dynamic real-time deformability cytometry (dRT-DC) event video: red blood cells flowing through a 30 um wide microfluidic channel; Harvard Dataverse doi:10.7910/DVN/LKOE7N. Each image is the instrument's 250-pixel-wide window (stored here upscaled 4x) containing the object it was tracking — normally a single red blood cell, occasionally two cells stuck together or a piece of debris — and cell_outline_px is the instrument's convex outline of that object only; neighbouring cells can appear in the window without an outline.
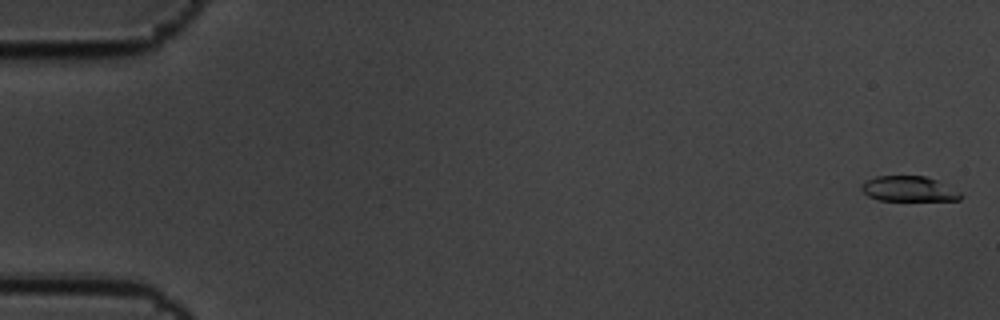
{"species": "common noctule bat (a hibernating species)", "species_latin": "Nyctalus noctula", "temperature_condition": "cold", "stored_images_in_passage": 7, "camera_frame_rate_fps": 3000, "um_per_image_px": 0.085, "animal": {"sex": "male", "body_mass_g": 19.5, "forearm_length_mm": 54.6}, "frame": {"image": 1, "passage_image": 1, "time_ms": 0.0, "image_size_px": [1000, 320], "cell_outline_px": [[964, 196], [960, 200], [880, 200], [868, 196], [860, 188], [860, 184], [864, 180], [876, 176], [924, 176], [936, 180], [960, 192]], "centroid_in_image_um": [77.21, 16.05], "position_along_channel_um": 7.8, "area_um2": 14.57}}
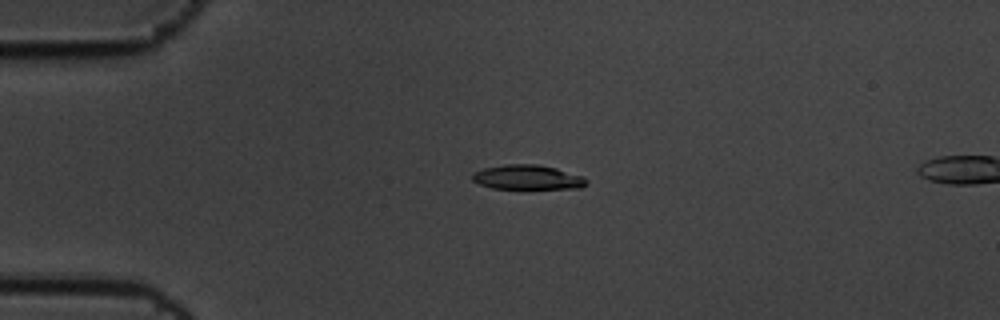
{"frame": {"image": 2, "passage_image": 5, "time_ms": 1.333, "image_size_px": [1000, 320], "cell_outline_px": [[588, 184], [580, 188], [492, 188], [480, 184], [472, 180], [472, 172], [484, 168], [504, 164], [536, 164], [556, 168], [584, 176], [588, 180]], "centroid_in_image_um": [44.85, 15.06], "position_along_channel_um": 40.1, "area_um2": 16.36}}
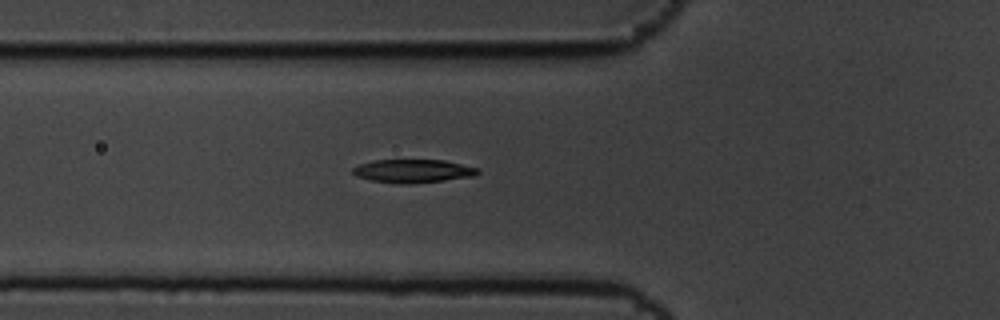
{"frame": {"image": 3, "passage_image": 7, "time_ms": 2.0, "image_size_px": [1000, 320], "cell_outline_px": [[480, 172], [476, 176], [444, 180], [408, 184], [400, 184], [372, 180], [356, 176], [352, 172], [352, 168], [360, 164], [376, 160], [444, 160], [480, 168]], "centroid_in_image_um": [35.15, 14.53], "position_along_channel_um": 90.7, "area_um2": 16.99}}